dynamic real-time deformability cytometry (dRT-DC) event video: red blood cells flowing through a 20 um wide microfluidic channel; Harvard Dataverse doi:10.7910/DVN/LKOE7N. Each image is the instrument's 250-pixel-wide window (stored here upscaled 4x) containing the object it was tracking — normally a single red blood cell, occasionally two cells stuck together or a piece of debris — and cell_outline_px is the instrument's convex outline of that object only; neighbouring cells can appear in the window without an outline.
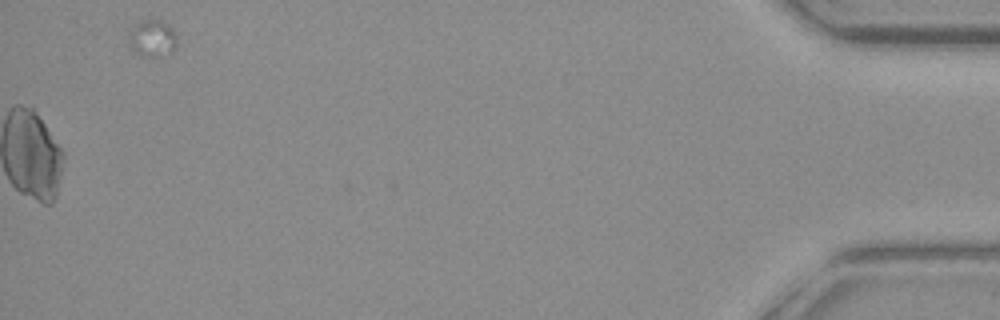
{"species": "common noctule bat (a hibernating species)", "species_latin": "Nyctalus noctula", "temperature_condition": "warm", "stored_images_in_passage": 46, "segment_of_instrument_passage": [2, 2], "camera_frame_rate_fps": 3000, "um_per_image_px": 0.085, "animal": {"sex": "female", "body_mass_g": 19.3, "forearm_length_mm": 54.1}, "frame": {"image": 1, "passage_image": 46, "time_ms": 15.0, "image_size_px": [1000, 320], "cell_outline_px": [[176, 44], [172, 52], [168, 56], [140, 56], [128, 44], [128, 32], [140, 20], [160, 20], [168, 24], [172, 28], [176, 36]], "centroid_in_image_um": [12.94, 3.27], "position_along_channel_um": 422.3, "area_um2": 10.52}}